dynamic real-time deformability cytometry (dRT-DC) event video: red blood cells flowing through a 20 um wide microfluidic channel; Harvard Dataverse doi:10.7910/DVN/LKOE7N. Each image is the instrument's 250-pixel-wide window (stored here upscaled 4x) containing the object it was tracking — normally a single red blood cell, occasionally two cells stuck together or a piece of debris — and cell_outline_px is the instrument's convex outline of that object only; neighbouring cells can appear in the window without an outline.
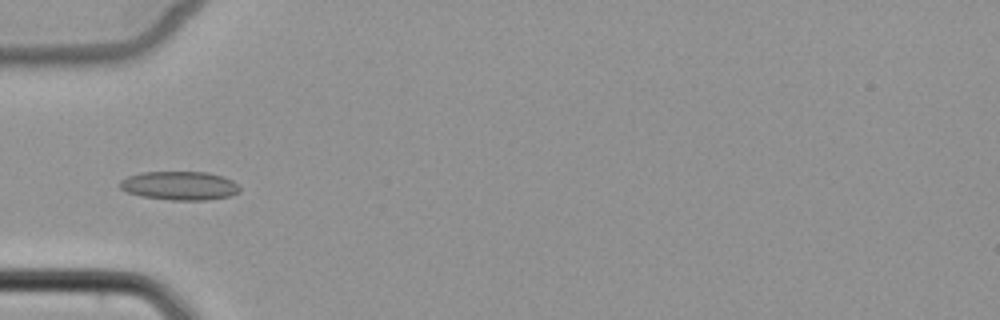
{"species": "common noctule bat (a hibernating species)", "species_latin": "Nyctalus noctula", "temperature_condition": "cold", "stored_images_in_passage": 4, "camera_frame_rate_fps": 3000, "um_per_image_px": 0.085, "animal": {"sex": "female", "body_mass_g": 22.7, "forearm_length_mm": 54.2}, "frame": {"image": 1, "passage_image": 4, "time_ms": 4.667, "image_size_px": [1000, 320], "cell_outline_px": [[240, 192], [228, 196], [208, 200], [172, 200], [140, 196], [128, 192], [120, 188], [120, 180], [128, 176], [140, 172], [208, 172], [224, 176], [232, 180], [240, 188]], "centroid_in_image_um": [15.27, 15.78], "position_along_channel_um": 69.7, "area_um2": 20.11}}